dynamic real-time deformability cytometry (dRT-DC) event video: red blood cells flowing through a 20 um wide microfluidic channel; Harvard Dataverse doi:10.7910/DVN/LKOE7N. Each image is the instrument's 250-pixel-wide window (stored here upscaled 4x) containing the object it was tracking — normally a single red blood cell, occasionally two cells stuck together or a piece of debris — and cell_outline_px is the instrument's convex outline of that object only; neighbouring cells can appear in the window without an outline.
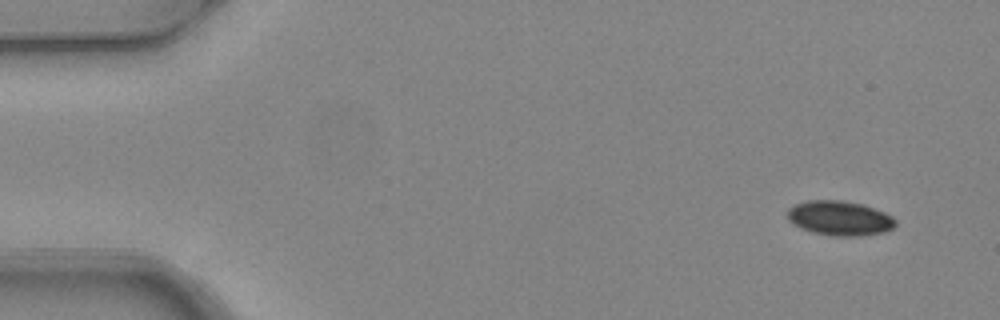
{"species": "common noctule bat (a hibernating species)", "species_latin": "Nyctalus noctula", "temperature_condition": "warm", "stored_images_in_passage": 5, "camera_frame_rate_fps": 3000, "um_per_image_px": 0.085, "animal": {"sex": "female", "body_mass_g": 24.6, "forearm_length_mm": 56.2}, "frame": {"image": 1, "passage_image": 1, "time_ms": 0.0, "image_size_px": [1000, 320], "cell_outline_px": [[896, 224], [892, 228], [884, 232], [860, 236], [832, 236], [812, 232], [800, 228], [792, 224], [788, 220], [788, 208], [796, 204], [808, 200], [840, 200], [864, 204], [884, 212], [892, 216], [896, 220]], "centroid_in_image_um": [71.37, 18.55], "position_along_channel_um": 13.6, "area_um2": 21.96}}
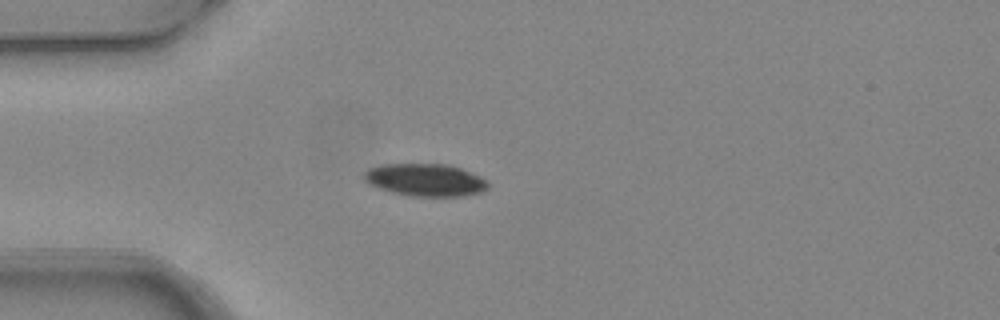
{"frame": {"image": 2, "passage_image": 4, "time_ms": 1.0, "image_size_px": [1000, 320], "cell_outline_px": [[488, 188], [480, 192], [464, 196], [412, 196], [392, 192], [368, 184], [364, 180], [364, 172], [368, 168], [384, 164], [444, 164], [460, 168], [480, 176], [488, 180]], "centroid_in_image_um": [36.15, 15.29], "position_along_channel_um": 48.9, "area_um2": 23.41}}